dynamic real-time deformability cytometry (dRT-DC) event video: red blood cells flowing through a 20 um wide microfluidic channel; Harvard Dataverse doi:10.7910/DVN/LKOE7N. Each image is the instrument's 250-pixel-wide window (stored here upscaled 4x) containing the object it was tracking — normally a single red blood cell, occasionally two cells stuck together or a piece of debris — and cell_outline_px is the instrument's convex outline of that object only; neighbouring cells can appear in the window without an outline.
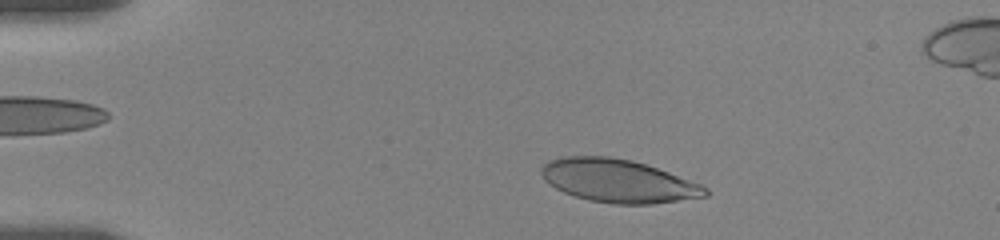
{"species": "human", "species_latin": "Homo sapiens", "temperature_condition": "room temperature", "stored_images_in_passage": 25, "camera_frame_rate_fps": 3000, "um_per_image_px": 0.085, "donor": {"sex": "female"}, "frame": {"image": 1, "passage_image": 4, "time_ms": 2.0, "image_size_px": [1000, 240], "cell_outline_px": [[708, 196], [652, 204], [612, 204], [588, 200], [564, 192], [556, 188], [544, 180], [540, 172], [540, 168], [548, 160], [560, 156], [608, 156], [632, 160], [668, 172], [700, 184], [708, 188]], "centroid_in_image_um": [52.51, 15.37], "position_along_channel_um": 32.5, "area_um2": 41.15}}
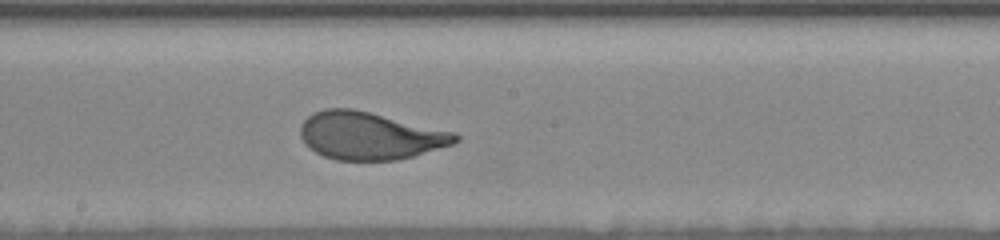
{"frame": {"image": 2, "passage_image": 16, "time_ms": 9.0, "image_size_px": [1000, 240], "cell_outline_px": [[460, 140], [452, 144], [412, 156], [396, 160], [336, 160], [324, 156], [308, 148], [304, 144], [300, 136], [300, 124], [308, 116], [324, 108], [352, 108], [456, 132], [460, 136]], "centroid_in_image_um": [31.41, 11.53], "position_along_channel_um": 216.8, "area_um2": 42.95}}
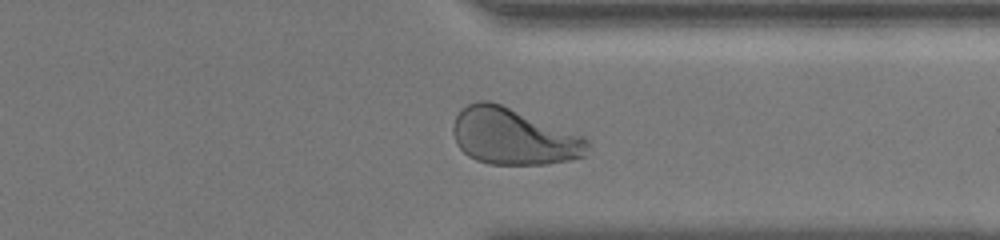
{"frame": {"image": 3, "passage_image": 23, "time_ms": 13.333, "image_size_px": [1000, 240], "cell_outline_px": [[588, 144], [584, 156], [568, 160], [548, 164], [488, 164], [476, 160], [468, 156], [456, 144], [452, 132], [452, 124], [456, 116], [468, 104], [476, 100], [488, 100], [500, 104], [584, 136], [588, 140]], "centroid_in_image_um": [43.6, 11.61], "position_along_channel_um": 367.8, "area_um2": 44.04}, "authors_computed_cell_mechanics": {"area_um2": 42.772, "velocity_mm_per_s": 3.4846, "shape_relaxation_time_tau1_ms": 4.2319, "shape_relaxation_time_tau2_ms": null, "deformation_change_tau1": 0.2029, "deformation_change_tau2": null}}